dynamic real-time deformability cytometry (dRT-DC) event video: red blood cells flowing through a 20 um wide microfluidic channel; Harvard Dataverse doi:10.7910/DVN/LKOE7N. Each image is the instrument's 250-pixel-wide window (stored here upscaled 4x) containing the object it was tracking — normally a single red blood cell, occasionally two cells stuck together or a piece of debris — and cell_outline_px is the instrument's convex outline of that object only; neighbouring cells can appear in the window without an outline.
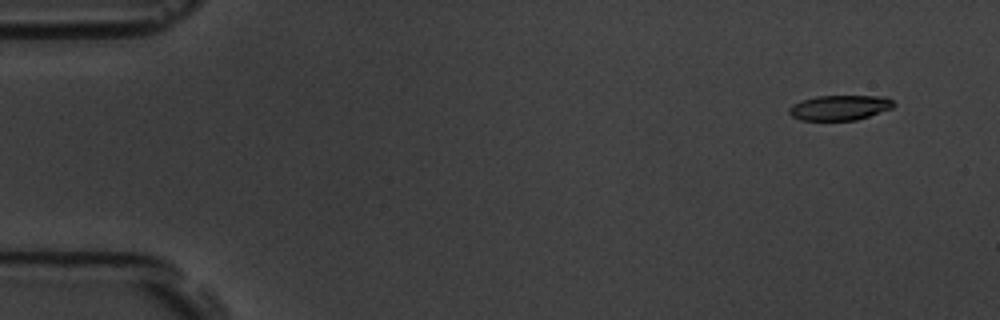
{"species": "common noctule bat (a hibernating species)", "species_latin": "Nyctalus noctula", "temperature_condition": "room temperature", "stored_images_in_passage": 6, "segment_of_instrument_passage": [1, 2], "camera_frame_rate_fps": 3000, "um_per_image_px": 0.085, "animal": {"sex": "male", "body_mass_g": 19.5, "forearm_length_mm": 54.6}, "frame": {"image": 1, "passage_image": 2, "time_ms": 1.333, "image_size_px": [1000, 320], "cell_outline_px": [[896, 104], [892, 108], [856, 120], [800, 120], [792, 116], [788, 112], [788, 108], [792, 104], [816, 96], [884, 96], [892, 100]], "centroid_in_image_um": [71.37, 9.15], "position_along_channel_um": 13.6, "area_um2": 15.2}}
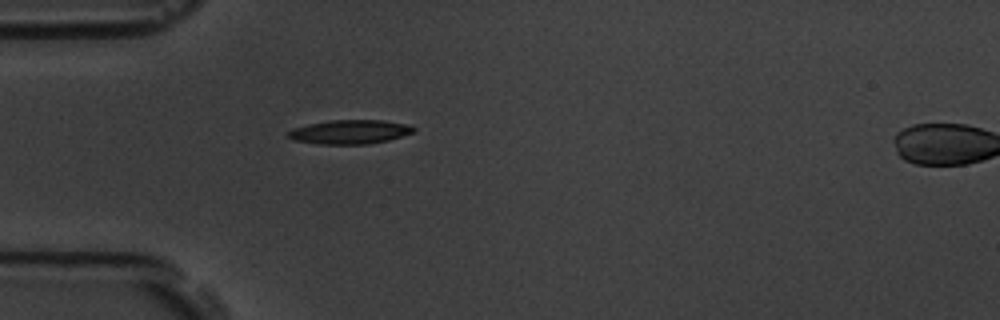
{"frame": {"image": 2, "passage_image": 5, "time_ms": 5.667, "image_size_px": [1000, 320], "cell_outline_px": [[416, 128], [412, 132], [388, 140], [368, 144], [316, 144], [292, 140], [288, 136], [288, 132], [292, 128], [308, 124], [332, 120], [384, 120], [408, 124]], "centroid_in_image_um": [29.7, 11.21], "position_along_channel_um": 55.3, "area_um2": 17.57}}